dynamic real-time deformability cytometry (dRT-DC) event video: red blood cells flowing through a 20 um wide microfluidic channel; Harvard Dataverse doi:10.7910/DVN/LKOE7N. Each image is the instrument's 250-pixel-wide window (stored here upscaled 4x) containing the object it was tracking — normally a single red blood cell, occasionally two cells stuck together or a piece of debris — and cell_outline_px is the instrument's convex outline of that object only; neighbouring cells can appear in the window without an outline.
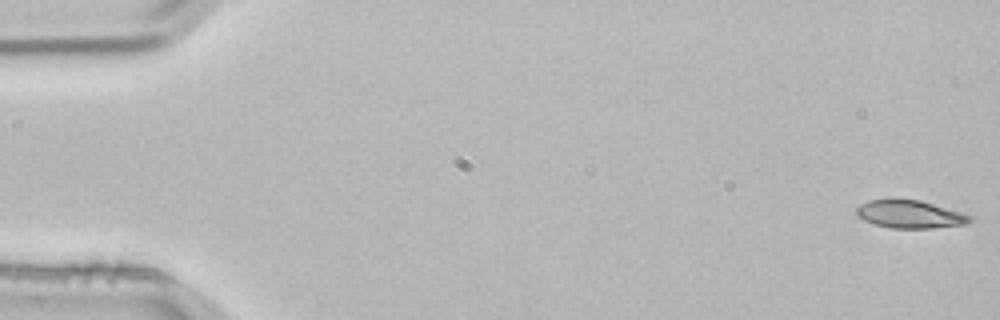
{"species": "common noctule bat (a hibernating species)", "species_latin": "Nyctalus noctula", "temperature_condition": "room temperature", "stored_images_in_passage": 3, "camera_frame_rate_fps": 3000, "um_per_image_px": 0.085, "animal": {"sex": "male", "body_mass_g": 21.5, "forearm_length_mm": 52.0}, "frame": {"image": 1, "passage_image": 1, "time_ms": 0.0, "image_size_px": [1000, 320], "cell_outline_px": [[972, 220], [968, 224], [932, 228], [892, 228], [872, 224], [856, 216], [856, 208], [860, 204], [868, 200], [920, 200], [960, 212], [972, 216]], "centroid_in_image_um": [77.33, 18.23], "position_along_channel_um": 7.7, "area_um2": 18.32}}